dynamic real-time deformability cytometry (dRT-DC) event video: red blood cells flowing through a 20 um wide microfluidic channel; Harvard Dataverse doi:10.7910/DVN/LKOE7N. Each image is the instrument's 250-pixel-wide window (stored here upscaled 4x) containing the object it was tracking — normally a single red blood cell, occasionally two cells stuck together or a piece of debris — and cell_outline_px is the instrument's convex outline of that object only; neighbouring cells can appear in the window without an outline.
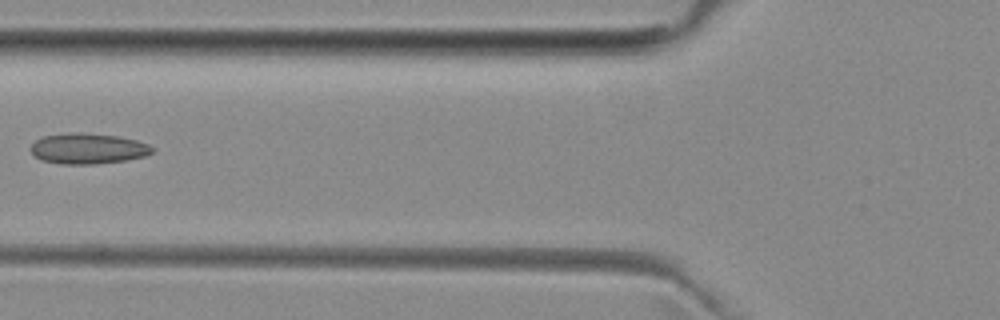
{"species": "common noctule bat (a hibernating species)", "species_latin": "Nyctalus noctula", "temperature_condition": "room temperature", "stored_images_in_passage": 6, "camera_frame_rate_fps": 3000, "um_per_image_px": 0.085, "animal": {"sex": "female", "body_mass_g": 29.2, "forearm_length_mm": 56.3}, "frame": {"image": 1, "passage_image": 5, "time_ms": 4.667, "image_size_px": [1000, 320], "cell_outline_px": [[152, 152], [144, 156], [124, 160], [96, 164], [60, 164], [44, 160], [36, 156], [32, 152], [32, 144], [36, 140], [44, 136], [68, 132], [72, 132], [120, 136], [136, 140], [148, 144], [152, 148]], "centroid_in_image_um": [7.48, 12.62], "position_along_channel_um": 118.3, "area_um2": 21.39}}
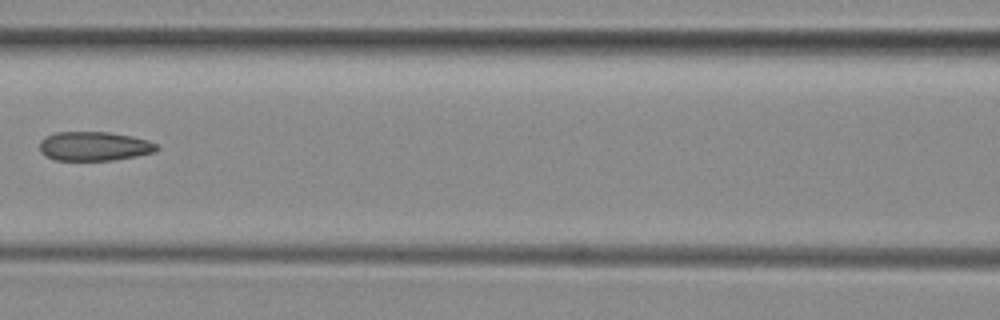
{"frame": {"image": 2, "passage_image": 6, "time_ms": 5.667, "image_size_px": [1000, 320], "cell_outline_px": [[160, 148], [156, 152], [136, 156], [112, 160], [56, 160], [40, 152], [40, 140], [56, 132], [108, 132], [132, 136], [148, 140], [156, 144]], "centroid_in_image_um": [8.04, 12.43], "position_along_channel_um": 158.6, "area_um2": 19.83}}